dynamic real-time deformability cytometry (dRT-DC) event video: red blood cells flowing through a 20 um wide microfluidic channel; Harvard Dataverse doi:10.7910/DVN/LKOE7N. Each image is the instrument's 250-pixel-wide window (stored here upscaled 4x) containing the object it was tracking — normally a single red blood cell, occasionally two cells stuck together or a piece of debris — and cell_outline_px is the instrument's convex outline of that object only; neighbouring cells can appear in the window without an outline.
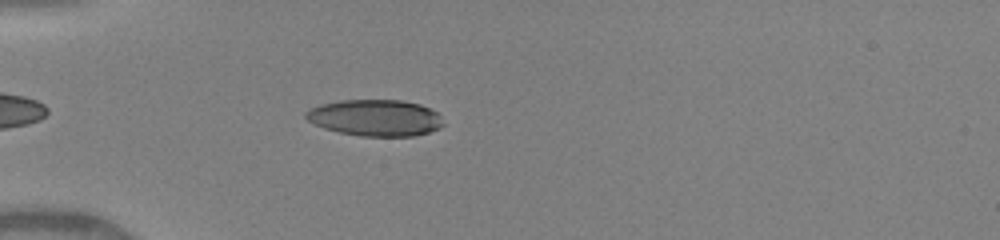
{"species": "human", "species_latin": "Homo sapiens", "temperature_condition": "warm", "stored_images_in_passage": 41, "camera_frame_rate_fps": 3000, "um_per_image_px": 0.085, "donor": {"sex": "female"}, "frame": {"image": 1, "passage_image": 4, "time_ms": 1.333, "image_size_px": [1000, 240], "cell_outline_px": [[444, 124], [440, 128], [416, 136], [360, 136], [340, 132], [324, 128], [308, 120], [304, 116], [304, 112], [320, 104], [340, 100], [400, 100], [420, 104], [436, 112], [440, 116]], "centroid_in_image_um": [31.9, 10.01], "position_along_channel_um": 53.1, "area_um2": 29.13}}
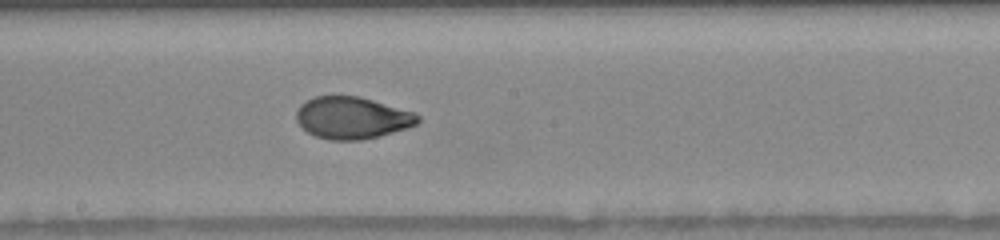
{"frame": {"image": 2, "passage_image": 19, "time_ms": 5.667, "image_size_px": [1000, 240], "cell_outline_px": [[420, 120], [416, 124], [408, 128], [380, 136], [360, 140], [328, 140], [316, 136], [308, 132], [296, 120], [296, 112], [300, 104], [316, 96], [360, 96], [416, 112], [420, 116]], "centroid_in_image_um": [29.97, 10.01], "position_along_channel_um": 218.2, "area_um2": 29.88}}
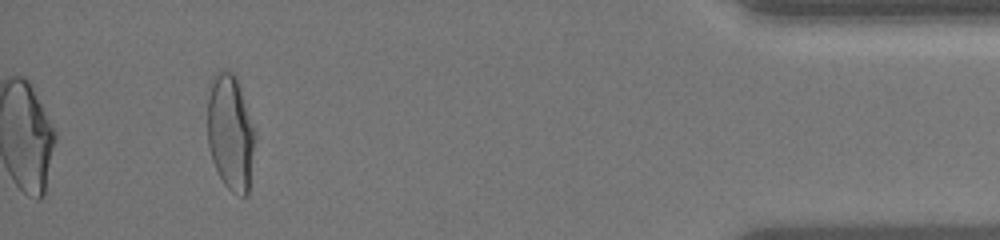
{"frame": {"image": 3, "passage_image": 41, "time_ms": 11.667, "image_size_px": [1000, 240], "cell_outline_px": [[256, 140], [248, 196], [240, 196], [232, 192], [224, 184], [212, 160], [208, 144], [208, 96], [212, 76], [216, 72], [232, 72], [236, 76], [256, 132]], "centroid_in_image_um": [19.61, 11.3], "position_along_channel_um": 415.6, "area_um2": 32.31}, "authors_computed_cell_mechanics": {"area_um2": 29.8826, "velocity_mm_per_s": 4.163, "shape_relaxation_time_tau1_ms": 5.2531, "shape_relaxation_time_tau2_ms": 0.7628, "deformation_change_tau1": 0.2231, "deformation_change_tau2": 0.0474}}